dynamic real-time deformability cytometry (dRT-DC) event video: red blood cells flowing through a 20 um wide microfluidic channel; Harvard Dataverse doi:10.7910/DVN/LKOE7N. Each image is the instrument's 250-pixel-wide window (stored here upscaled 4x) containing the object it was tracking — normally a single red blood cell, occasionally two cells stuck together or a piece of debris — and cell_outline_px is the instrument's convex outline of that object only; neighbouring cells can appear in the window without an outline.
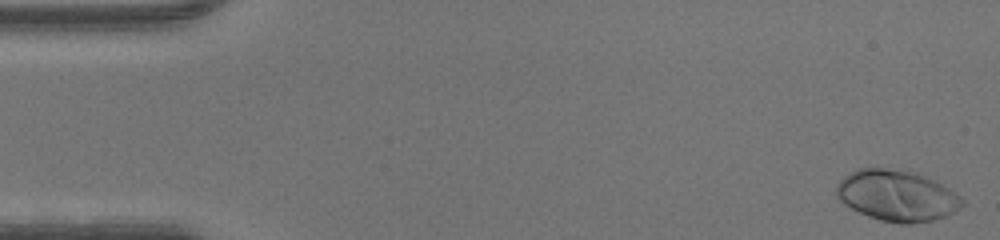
{"species": "human", "species_latin": "Homo sapiens", "temperature_condition": "warm", "stored_images_in_passage": 47, "camera_frame_rate_fps": 3000, "um_per_image_px": 0.085, "donor": {"sex": "male"}, "frame": {"image": 1, "passage_image": 1, "time_ms": 0.0, "image_size_px": [1000, 240], "cell_outline_px": [[968, 204], [944, 216], [932, 220], [908, 224], [900, 224], [880, 220], [868, 216], [844, 204], [836, 196], [836, 184], [844, 176], [856, 168], [908, 168], [956, 192]], "centroid_in_image_um": [76.23, 16.61], "position_along_channel_um": 8.8, "area_um2": 37.69}}
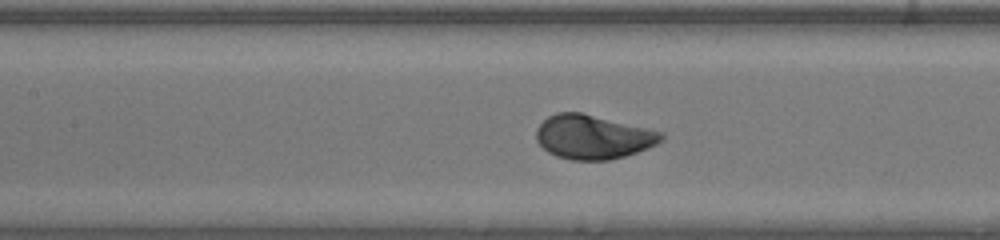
{"frame": {"image": 2, "passage_image": 21, "time_ms": 6.667, "image_size_px": [1000, 240], "cell_outline_px": [[664, 140], [648, 148], [624, 156], [608, 160], [572, 160], [556, 156], [548, 152], [536, 140], [536, 128], [548, 116], [556, 112], [580, 112], [648, 128], [664, 132]], "centroid_in_image_um": [50.41, 11.64], "position_along_channel_um": 157.0, "area_um2": 32.14}}
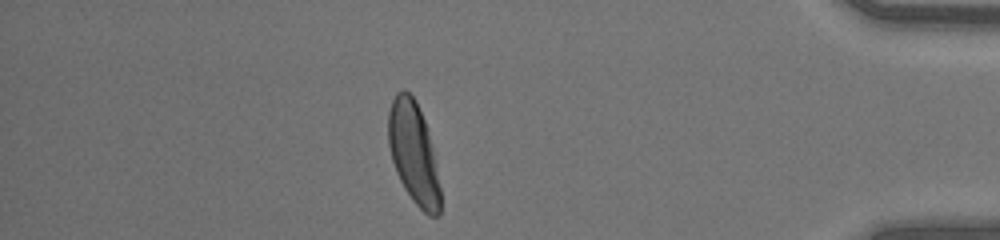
{"frame": {"image": 3, "passage_image": 41, "time_ms": 13.333, "image_size_px": [1000, 240], "cell_outline_px": [[440, 212], [436, 216], [428, 216], [412, 200], [404, 188], [396, 172], [392, 160], [388, 144], [388, 112], [392, 100], [396, 92], [404, 88], [416, 100], [424, 120], [428, 132], [432, 148], [440, 188]], "centroid_in_image_um": [35.13, 12.99], "position_along_channel_um": 400.1, "area_um2": 30.58}}